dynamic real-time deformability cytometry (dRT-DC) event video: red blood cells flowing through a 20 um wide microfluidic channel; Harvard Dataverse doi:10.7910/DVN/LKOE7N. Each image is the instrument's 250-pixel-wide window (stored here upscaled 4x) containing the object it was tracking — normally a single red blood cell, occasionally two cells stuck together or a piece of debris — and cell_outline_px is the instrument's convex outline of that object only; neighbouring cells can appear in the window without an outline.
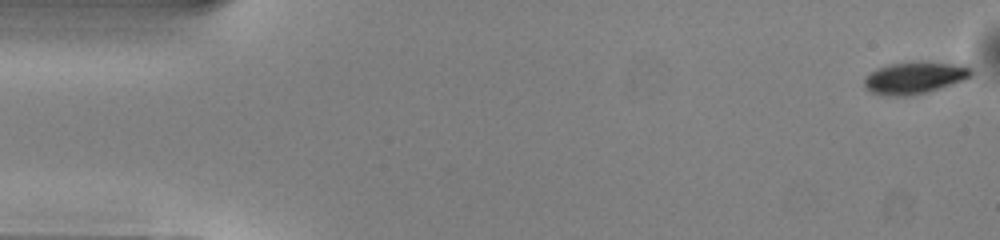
{"species": "common noctule bat (a hibernating species)", "species_latin": "Nyctalus noctula", "temperature_condition": "warm", "stored_images_in_passage": 51, "camera_frame_rate_fps": 3000, "um_per_image_px": 0.085, "animal": {"sex": "male", "body_mass_g": 13.0, "forearm_length_mm": 53.1}, "frame": {"image": 1, "passage_image": 1, "time_ms": 0.0, "image_size_px": [1000, 240], "cell_outline_px": [[972, 76], [964, 80], [928, 92], [908, 96], [888, 96], [872, 92], [864, 88], [864, 76], [888, 64], [968, 64], [972, 68]], "centroid_in_image_um": [77.75, 6.65], "position_along_channel_um": 7.2, "area_um2": 19.36}}
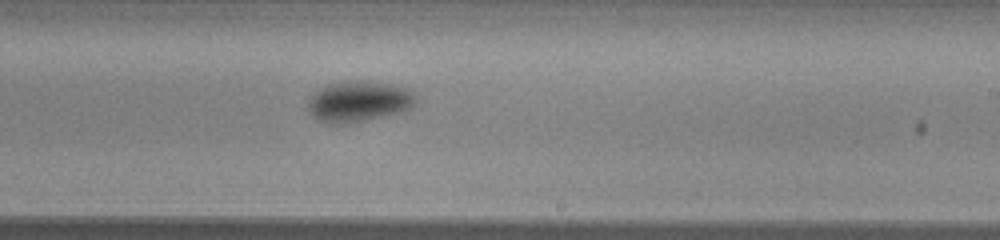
{"frame": {"image": 2, "passage_image": 30, "time_ms": 9.667, "image_size_px": [1000, 240], "cell_outline_px": [[416, 104], [412, 108], [396, 112], [360, 120], [320, 120], [308, 108], [308, 100], [320, 88], [328, 84], [348, 80], [364, 80], [392, 84], [412, 88], [416, 96]], "centroid_in_image_um": [30.6, 8.52], "position_along_channel_um": 258.4, "area_um2": 24.62}}
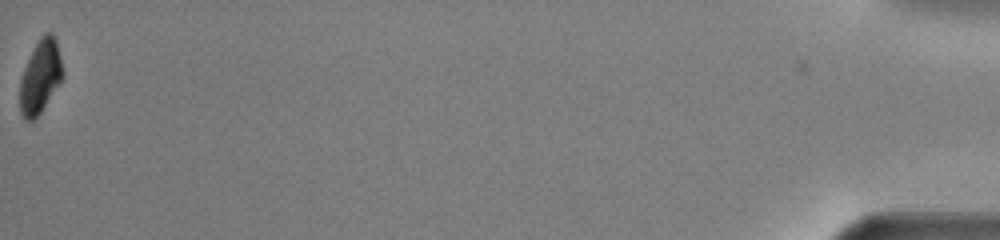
{"frame": {"image": 3, "passage_image": 51, "time_ms": 16.667, "image_size_px": [1000, 240], "cell_outline_px": [[64, 76], [40, 112], [32, 120], [24, 120], [20, 112], [20, 80], [24, 68], [40, 36], [44, 32], [52, 32], [56, 40], [64, 72]], "centroid_in_image_um": [3.43, 6.49], "position_along_channel_um": 431.8, "area_um2": 18.03}, "authors_computed_cell_mechanics": {"area_um2": 22.3686, "velocity_mm_per_s": 4.0253, "shape_relaxation_time_tau1_ms": 1.6039, "shape_relaxation_time_tau2_ms": null, "deformation_change_tau1": 0.1015, "deformation_change_tau2": null}}